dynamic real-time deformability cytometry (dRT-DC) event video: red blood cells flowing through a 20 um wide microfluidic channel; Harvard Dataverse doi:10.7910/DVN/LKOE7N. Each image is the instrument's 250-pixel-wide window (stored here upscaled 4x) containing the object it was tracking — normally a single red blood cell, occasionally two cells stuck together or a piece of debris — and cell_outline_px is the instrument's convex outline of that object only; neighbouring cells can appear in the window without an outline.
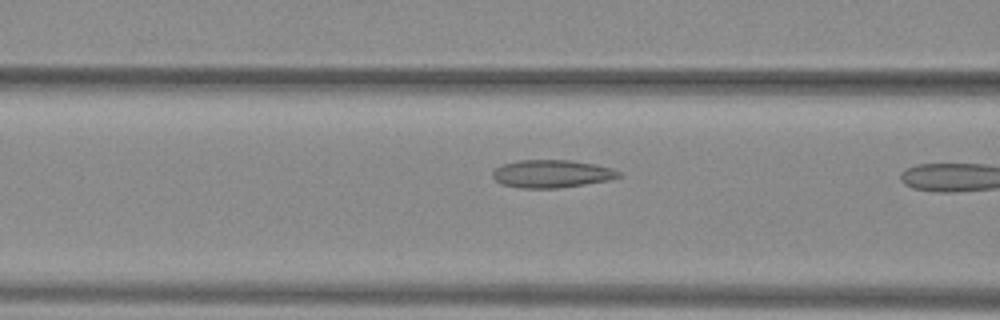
{"species": "common noctule bat (a hibernating species)", "species_latin": "Nyctalus noctula", "temperature_condition": "warm", "stored_images_in_passage": 11, "camera_frame_rate_fps": 3000, "um_per_image_px": 0.085, "animal": {"sex": "female", "body_mass_g": 29.2, "forearm_length_mm": 56.3}, "frame": {"image": 1, "passage_image": 10, "time_ms": 3.0, "image_size_px": [1000, 320], "cell_outline_px": [[624, 176], [612, 180], [556, 188], [524, 188], [500, 184], [492, 176], [492, 172], [500, 164], [520, 160], [572, 160], [596, 164], [612, 168], [620, 172]], "centroid_in_image_um": [46.93, 14.76], "position_along_channel_um": 119.7, "area_um2": 20.63}}